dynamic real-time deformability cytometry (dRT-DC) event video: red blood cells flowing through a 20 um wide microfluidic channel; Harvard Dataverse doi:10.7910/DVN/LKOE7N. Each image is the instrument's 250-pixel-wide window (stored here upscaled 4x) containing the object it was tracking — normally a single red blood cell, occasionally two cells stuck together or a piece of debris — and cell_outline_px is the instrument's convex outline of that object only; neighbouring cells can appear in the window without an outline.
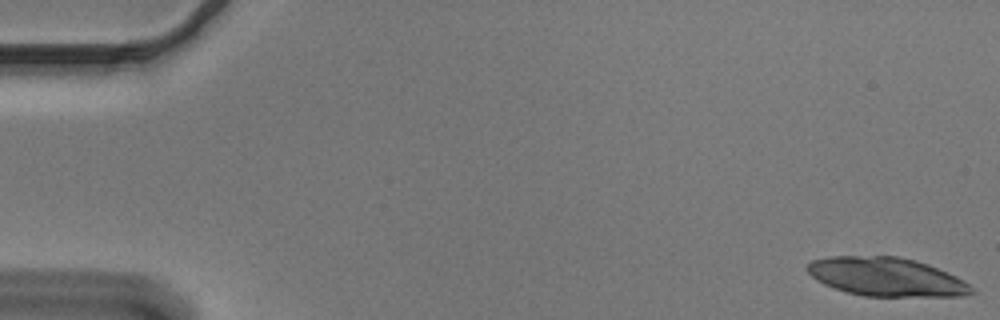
{"species": "Egyptian fruit bat (a non-hibernating species)", "species_latin": "Rousettus aegyptiacus", "temperature_condition": "cold", "stored_images_in_passage": 54, "segment_of_instrument_passage": [1, 2], "camera_frame_rate_fps": 3000, "um_per_image_px": 0.085, "animal": {"sex": "male"}, "frame": {"image": 1, "passage_image": 1, "time_ms": 0.0, "image_size_px": [1000, 320], "cell_outline_px": [[976, 292], [964, 296], [864, 296], [844, 292], [824, 284], [816, 280], [804, 268], [812, 260], [828, 256], [900, 256], [916, 260], [928, 264], [956, 276], [968, 284]], "centroid_in_image_um": [75.31, 23.53], "position_along_channel_um": 9.7, "area_um2": 37.17}}